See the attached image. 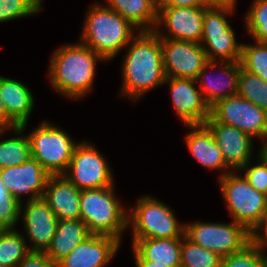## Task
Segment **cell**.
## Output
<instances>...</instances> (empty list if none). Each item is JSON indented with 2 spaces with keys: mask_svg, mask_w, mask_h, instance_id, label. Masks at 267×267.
Wrapping results in <instances>:
<instances>
[{
  "mask_svg": "<svg viewBox=\"0 0 267 267\" xmlns=\"http://www.w3.org/2000/svg\"><path fill=\"white\" fill-rule=\"evenodd\" d=\"M124 49L120 96L137 103L166 81L161 38L154 31H139Z\"/></svg>",
  "mask_w": 267,
  "mask_h": 267,
  "instance_id": "1",
  "label": "cell"
},
{
  "mask_svg": "<svg viewBox=\"0 0 267 267\" xmlns=\"http://www.w3.org/2000/svg\"><path fill=\"white\" fill-rule=\"evenodd\" d=\"M107 62L82 42L64 44L54 50L48 67L51 89L71 100H81L94 90L96 65Z\"/></svg>",
  "mask_w": 267,
  "mask_h": 267,
  "instance_id": "2",
  "label": "cell"
},
{
  "mask_svg": "<svg viewBox=\"0 0 267 267\" xmlns=\"http://www.w3.org/2000/svg\"><path fill=\"white\" fill-rule=\"evenodd\" d=\"M85 13L79 40L101 55L107 62L115 57L139 33V30L118 12L104 3L91 4Z\"/></svg>",
  "mask_w": 267,
  "mask_h": 267,
  "instance_id": "3",
  "label": "cell"
},
{
  "mask_svg": "<svg viewBox=\"0 0 267 267\" xmlns=\"http://www.w3.org/2000/svg\"><path fill=\"white\" fill-rule=\"evenodd\" d=\"M114 188L115 184L81 190L80 219L91 234L112 236L121 242L128 230V206L124 207Z\"/></svg>",
  "mask_w": 267,
  "mask_h": 267,
  "instance_id": "4",
  "label": "cell"
},
{
  "mask_svg": "<svg viewBox=\"0 0 267 267\" xmlns=\"http://www.w3.org/2000/svg\"><path fill=\"white\" fill-rule=\"evenodd\" d=\"M133 207L130 206L128 209V229L132 232L131 239L184 236V223L178 221L173 208L157 197L144 194L138 198Z\"/></svg>",
  "mask_w": 267,
  "mask_h": 267,
  "instance_id": "5",
  "label": "cell"
},
{
  "mask_svg": "<svg viewBox=\"0 0 267 267\" xmlns=\"http://www.w3.org/2000/svg\"><path fill=\"white\" fill-rule=\"evenodd\" d=\"M217 180L231 220L251 232L267 214V195L253 188L238 171Z\"/></svg>",
  "mask_w": 267,
  "mask_h": 267,
  "instance_id": "6",
  "label": "cell"
},
{
  "mask_svg": "<svg viewBox=\"0 0 267 267\" xmlns=\"http://www.w3.org/2000/svg\"><path fill=\"white\" fill-rule=\"evenodd\" d=\"M32 157L50 175H63L69 166L75 146L78 144L60 126L42 121L27 134Z\"/></svg>",
  "mask_w": 267,
  "mask_h": 267,
  "instance_id": "7",
  "label": "cell"
},
{
  "mask_svg": "<svg viewBox=\"0 0 267 267\" xmlns=\"http://www.w3.org/2000/svg\"><path fill=\"white\" fill-rule=\"evenodd\" d=\"M236 11L232 6L204 7L200 44L208 61H240L243 43L237 42L235 30L230 25L232 21L227 19Z\"/></svg>",
  "mask_w": 267,
  "mask_h": 267,
  "instance_id": "8",
  "label": "cell"
},
{
  "mask_svg": "<svg viewBox=\"0 0 267 267\" xmlns=\"http://www.w3.org/2000/svg\"><path fill=\"white\" fill-rule=\"evenodd\" d=\"M184 236L191 242L213 251L222 258L243 250L251 243V232L231 220L219 222H184Z\"/></svg>",
  "mask_w": 267,
  "mask_h": 267,
  "instance_id": "9",
  "label": "cell"
},
{
  "mask_svg": "<svg viewBox=\"0 0 267 267\" xmlns=\"http://www.w3.org/2000/svg\"><path fill=\"white\" fill-rule=\"evenodd\" d=\"M80 141L75 146L68 169L63 175L80 190L114 185L113 169L104 154L87 139Z\"/></svg>",
  "mask_w": 267,
  "mask_h": 267,
  "instance_id": "10",
  "label": "cell"
},
{
  "mask_svg": "<svg viewBox=\"0 0 267 267\" xmlns=\"http://www.w3.org/2000/svg\"><path fill=\"white\" fill-rule=\"evenodd\" d=\"M211 117L216 122L240 129L254 140L261 142L267 137V111L238 94L220 99L211 106Z\"/></svg>",
  "mask_w": 267,
  "mask_h": 267,
  "instance_id": "11",
  "label": "cell"
},
{
  "mask_svg": "<svg viewBox=\"0 0 267 267\" xmlns=\"http://www.w3.org/2000/svg\"><path fill=\"white\" fill-rule=\"evenodd\" d=\"M23 203L20 204V219L24 229L19 231L28 241L30 251L46 252L59 220L43 197Z\"/></svg>",
  "mask_w": 267,
  "mask_h": 267,
  "instance_id": "12",
  "label": "cell"
},
{
  "mask_svg": "<svg viewBox=\"0 0 267 267\" xmlns=\"http://www.w3.org/2000/svg\"><path fill=\"white\" fill-rule=\"evenodd\" d=\"M204 7H158L154 32L160 38L200 43Z\"/></svg>",
  "mask_w": 267,
  "mask_h": 267,
  "instance_id": "13",
  "label": "cell"
},
{
  "mask_svg": "<svg viewBox=\"0 0 267 267\" xmlns=\"http://www.w3.org/2000/svg\"><path fill=\"white\" fill-rule=\"evenodd\" d=\"M166 77L194 79L208 62L200 43L161 38Z\"/></svg>",
  "mask_w": 267,
  "mask_h": 267,
  "instance_id": "14",
  "label": "cell"
},
{
  "mask_svg": "<svg viewBox=\"0 0 267 267\" xmlns=\"http://www.w3.org/2000/svg\"><path fill=\"white\" fill-rule=\"evenodd\" d=\"M50 174L31 157L21 165L0 169V179L8 193L18 202L42 198Z\"/></svg>",
  "mask_w": 267,
  "mask_h": 267,
  "instance_id": "15",
  "label": "cell"
},
{
  "mask_svg": "<svg viewBox=\"0 0 267 267\" xmlns=\"http://www.w3.org/2000/svg\"><path fill=\"white\" fill-rule=\"evenodd\" d=\"M173 109L184 125L205 124L211 116V107L205 101L194 79L167 77Z\"/></svg>",
  "mask_w": 267,
  "mask_h": 267,
  "instance_id": "16",
  "label": "cell"
},
{
  "mask_svg": "<svg viewBox=\"0 0 267 267\" xmlns=\"http://www.w3.org/2000/svg\"><path fill=\"white\" fill-rule=\"evenodd\" d=\"M240 67V61H208L205 64L195 81L210 107L220 99L237 94Z\"/></svg>",
  "mask_w": 267,
  "mask_h": 267,
  "instance_id": "17",
  "label": "cell"
},
{
  "mask_svg": "<svg viewBox=\"0 0 267 267\" xmlns=\"http://www.w3.org/2000/svg\"><path fill=\"white\" fill-rule=\"evenodd\" d=\"M205 125L213 133L225 164L232 171H239L248 161L253 160L252 156H255L256 152L255 140L248 134L235 127L216 122L211 116Z\"/></svg>",
  "mask_w": 267,
  "mask_h": 267,
  "instance_id": "18",
  "label": "cell"
},
{
  "mask_svg": "<svg viewBox=\"0 0 267 267\" xmlns=\"http://www.w3.org/2000/svg\"><path fill=\"white\" fill-rule=\"evenodd\" d=\"M121 245L122 242L115 237L91 234L60 259L57 267H106L115 258Z\"/></svg>",
  "mask_w": 267,
  "mask_h": 267,
  "instance_id": "19",
  "label": "cell"
},
{
  "mask_svg": "<svg viewBox=\"0 0 267 267\" xmlns=\"http://www.w3.org/2000/svg\"><path fill=\"white\" fill-rule=\"evenodd\" d=\"M186 127L190 131L185 135V145L197 163L212 172L218 170V178L232 171L225 164L214 135L205 124L186 125Z\"/></svg>",
  "mask_w": 267,
  "mask_h": 267,
  "instance_id": "20",
  "label": "cell"
},
{
  "mask_svg": "<svg viewBox=\"0 0 267 267\" xmlns=\"http://www.w3.org/2000/svg\"><path fill=\"white\" fill-rule=\"evenodd\" d=\"M81 190L64 175H50L43 195L58 220L80 219Z\"/></svg>",
  "mask_w": 267,
  "mask_h": 267,
  "instance_id": "21",
  "label": "cell"
},
{
  "mask_svg": "<svg viewBox=\"0 0 267 267\" xmlns=\"http://www.w3.org/2000/svg\"><path fill=\"white\" fill-rule=\"evenodd\" d=\"M28 85L0 75V97L7 115L18 125L28 123L34 110L35 98Z\"/></svg>",
  "mask_w": 267,
  "mask_h": 267,
  "instance_id": "22",
  "label": "cell"
},
{
  "mask_svg": "<svg viewBox=\"0 0 267 267\" xmlns=\"http://www.w3.org/2000/svg\"><path fill=\"white\" fill-rule=\"evenodd\" d=\"M105 5L128 20L139 31H154L159 0H104Z\"/></svg>",
  "mask_w": 267,
  "mask_h": 267,
  "instance_id": "23",
  "label": "cell"
},
{
  "mask_svg": "<svg viewBox=\"0 0 267 267\" xmlns=\"http://www.w3.org/2000/svg\"><path fill=\"white\" fill-rule=\"evenodd\" d=\"M133 247L145 260L180 267L182 237L131 239Z\"/></svg>",
  "mask_w": 267,
  "mask_h": 267,
  "instance_id": "24",
  "label": "cell"
},
{
  "mask_svg": "<svg viewBox=\"0 0 267 267\" xmlns=\"http://www.w3.org/2000/svg\"><path fill=\"white\" fill-rule=\"evenodd\" d=\"M90 235L87 225L81 219L59 220L46 254L57 263Z\"/></svg>",
  "mask_w": 267,
  "mask_h": 267,
  "instance_id": "25",
  "label": "cell"
},
{
  "mask_svg": "<svg viewBox=\"0 0 267 267\" xmlns=\"http://www.w3.org/2000/svg\"><path fill=\"white\" fill-rule=\"evenodd\" d=\"M27 125L0 130V169L21 165L32 157L29 138L25 134ZM7 131L15 133V136L2 140Z\"/></svg>",
  "mask_w": 267,
  "mask_h": 267,
  "instance_id": "26",
  "label": "cell"
},
{
  "mask_svg": "<svg viewBox=\"0 0 267 267\" xmlns=\"http://www.w3.org/2000/svg\"><path fill=\"white\" fill-rule=\"evenodd\" d=\"M30 252L22 232L3 230L0 233V265L17 267L21 260Z\"/></svg>",
  "mask_w": 267,
  "mask_h": 267,
  "instance_id": "27",
  "label": "cell"
},
{
  "mask_svg": "<svg viewBox=\"0 0 267 267\" xmlns=\"http://www.w3.org/2000/svg\"><path fill=\"white\" fill-rule=\"evenodd\" d=\"M222 257L182 237L180 267H221Z\"/></svg>",
  "mask_w": 267,
  "mask_h": 267,
  "instance_id": "28",
  "label": "cell"
},
{
  "mask_svg": "<svg viewBox=\"0 0 267 267\" xmlns=\"http://www.w3.org/2000/svg\"><path fill=\"white\" fill-rule=\"evenodd\" d=\"M237 94L267 111V82L240 67Z\"/></svg>",
  "mask_w": 267,
  "mask_h": 267,
  "instance_id": "29",
  "label": "cell"
},
{
  "mask_svg": "<svg viewBox=\"0 0 267 267\" xmlns=\"http://www.w3.org/2000/svg\"><path fill=\"white\" fill-rule=\"evenodd\" d=\"M246 13V33L255 42L267 43V0H254Z\"/></svg>",
  "mask_w": 267,
  "mask_h": 267,
  "instance_id": "30",
  "label": "cell"
},
{
  "mask_svg": "<svg viewBox=\"0 0 267 267\" xmlns=\"http://www.w3.org/2000/svg\"><path fill=\"white\" fill-rule=\"evenodd\" d=\"M241 67L267 82V43H244L240 57Z\"/></svg>",
  "mask_w": 267,
  "mask_h": 267,
  "instance_id": "31",
  "label": "cell"
},
{
  "mask_svg": "<svg viewBox=\"0 0 267 267\" xmlns=\"http://www.w3.org/2000/svg\"><path fill=\"white\" fill-rule=\"evenodd\" d=\"M44 0H0V24L39 14Z\"/></svg>",
  "mask_w": 267,
  "mask_h": 267,
  "instance_id": "32",
  "label": "cell"
},
{
  "mask_svg": "<svg viewBox=\"0 0 267 267\" xmlns=\"http://www.w3.org/2000/svg\"><path fill=\"white\" fill-rule=\"evenodd\" d=\"M221 267H267V255L251 242L243 250L223 257Z\"/></svg>",
  "mask_w": 267,
  "mask_h": 267,
  "instance_id": "33",
  "label": "cell"
},
{
  "mask_svg": "<svg viewBox=\"0 0 267 267\" xmlns=\"http://www.w3.org/2000/svg\"><path fill=\"white\" fill-rule=\"evenodd\" d=\"M257 163H253V160L248 161L238 172L244 174V178L249 184L257 191L267 195V163L257 152ZM253 163V164H251Z\"/></svg>",
  "mask_w": 267,
  "mask_h": 267,
  "instance_id": "34",
  "label": "cell"
},
{
  "mask_svg": "<svg viewBox=\"0 0 267 267\" xmlns=\"http://www.w3.org/2000/svg\"><path fill=\"white\" fill-rule=\"evenodd\" d=\"M20 202L10 196L4 203H0V228L2 230H16L20 221Z\"/></svg>",
  "mask_w": 267,
  "mask_h": 267,
  "instance_id": "35",
  "label": "cell"
},
{
  "mask_svg": "<svg viewBox=\"0 0 267 267\" xmlns=\"http://www.w3.org/2000/svg\"><path fill=\"white\" fill-rule=\"evenodd\" d=\"M17 267H57L46 252L30 251Z\"/></svg>",
  "mask_w": 267,
  "mask_h": 267,
  "instance_id": "36",
  "label": "cell"
},
{
  "mask_svg": "<svg viewBox=\"0 0 267 267\" xmlns=\"http://www.w3.org/2000/svg\"><path fill=\"white\" fill-rule=\"evenodd\" d=\"M251 242L267 255V214L251 231Z\"/></svg>",
  "mask_w": 267,
  "mask_h": 267,
  "instance_id": "37",
  "label": "cell"
},
{
  "mask_svg": "<svg viewBox=\"0 0 267 267\" xmlns=\"http://www.w3.org/2000/svg\"><path fill=\"white\" fill-rule=\"evenodd\" d=\"M205 0H159L158 7H206Z\"/></svg>",
  "mask_w": 267,
  "mask_h": 267,
  "instance_id": "38",
  "label": "cell"
},
{
  "mask_svg": "<svg viewBox=\"0 0 267 267\" xmlns=\"http://www.w3.org/2000/svg\"><path fill=\"white\" fill-rule=\"evenodd\" d=\"M18 127V125L7 115L4 102L0 97V130H9Z\"/></svg>",
  "mask_w": 267,
  "mask_h": 267,
  "instance_id": "39",
  "label": "cell"
},
{
  "mask_svg": "<svg viewBox=\"0 0 267 267\" xmlns=\"http://www.w3.org/2000/svg\"><path fill=\"white\" fill-rule=\"evenodd\" d=\"M131 249L134 257L133 259L135 267H167L164 264L145 260L133 247Z\"/></svg>",
  "mask_w": 267,
  "mask_h": 267,
  "instance_id": "40",
  "label": "cell"
},
{
  "mask_svg": "<svg viewBox=\"0 0 267 267\" xmlns=\"http://www.w3.org/2000/svg\"><path fill=\"white\" fill-rule=\"evenodd\" d=\"M237 0H205L208 6H232L237 8Z\"/></svg>",
  "mask_w": 267,
  "mask_h": 267,
  "instance_id": "41",
  "label": "cell"
},
{
  "mask_svg": "<svg viewBox=\"0 0 267 267\" xmlns=\"http://www.w3.org/2000/svg\"><path fill=\"white\" fill-rule=\"evenodd\" d=\"M258 154L267 163V137L259 143Z\"/></svg>",
  "mask_w": 267,
  "mask_h": 267,
  "instance_id": "42",
  "label": "cell"
},
{
  "mask_svg": "<svg viewBox=\"0 0 267 267\" xmlns=\"http://www.w3.org/2000/svg\"><path fill=\"white\" fill-rule=\"evenodd\" d=\"M11 195L6 190L5 186L3 185L2 180L0 179V203H4L7 198Z\"/></svg>",
  "mask_w": 267,
  "mask_h": 267,
  "instance_id": "43",
  "label": "cell"
}]
</instances>
